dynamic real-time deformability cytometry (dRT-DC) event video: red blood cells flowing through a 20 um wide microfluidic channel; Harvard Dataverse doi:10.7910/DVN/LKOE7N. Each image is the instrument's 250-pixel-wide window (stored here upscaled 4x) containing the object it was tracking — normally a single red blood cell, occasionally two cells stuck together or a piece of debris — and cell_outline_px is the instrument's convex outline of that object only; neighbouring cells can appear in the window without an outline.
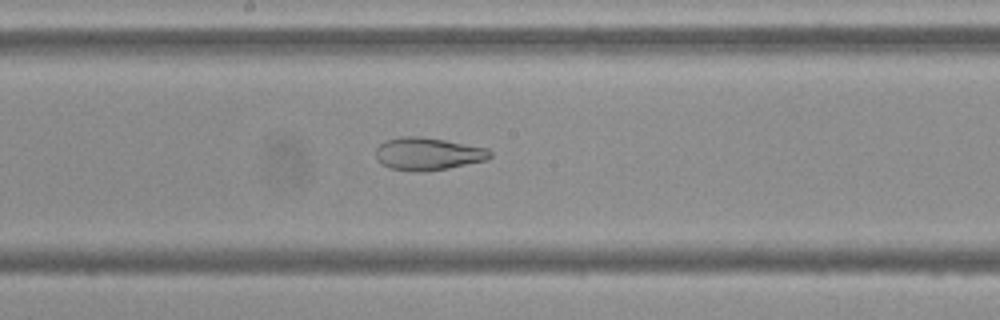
{"species": "Egyptian fruit bat (a non-hibernating species)", "species_latin": "Rousettus aegyptiacus", "temperature_condition": "cold", "stored_images_in_passage": 52, "camera_frame_rate_fps": 3000, "um_per_image_px": 0.085, "frame": {"image": 1, "passage_image": 26, "time_ms": 8.333, "image_size_px": [1000, 320], "cell_outline_px": [[492, 156], [488, 160], [448, 168], [424, 172], [420, 172], [388, 168], [380, 164], [376, 160], [376, 148], [384, 140], [400, 136], [416, 136], [444, 140], [488, 148], [492, 152]], "centroid_in_image_um": [36.35, 13.08], "position_along_channel_um": 211.8, "area_um2": 21.96}}
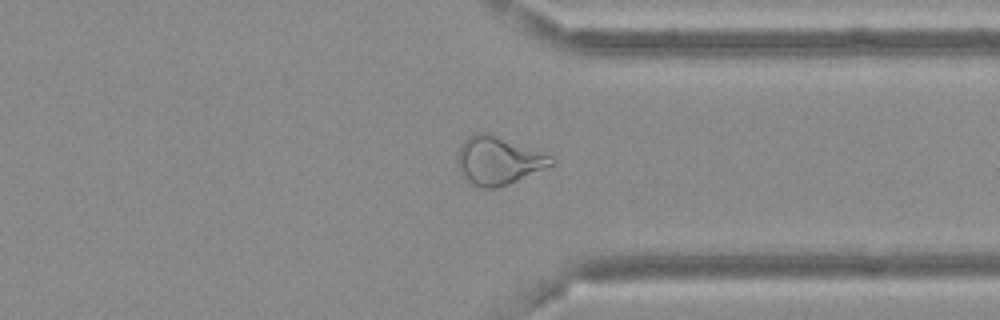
{"frame": {"image": 2, "passage_image": 39, "time_ms": 12.667, "image_size_px": [1000, 320], "cell_outline_px": [[556, 164], [508, 184], [496, 188], [484, 188], [472, 184], [464, 176], [456, 164], [456, 156], [464, 140], [468, 136], [480, 132], [488, 132], [552, 156], [556, 160]], "centroid_in_image_um": [42.36, 13.64], "position_along_channel_um": 369.0, "area_um2": 26.18}}
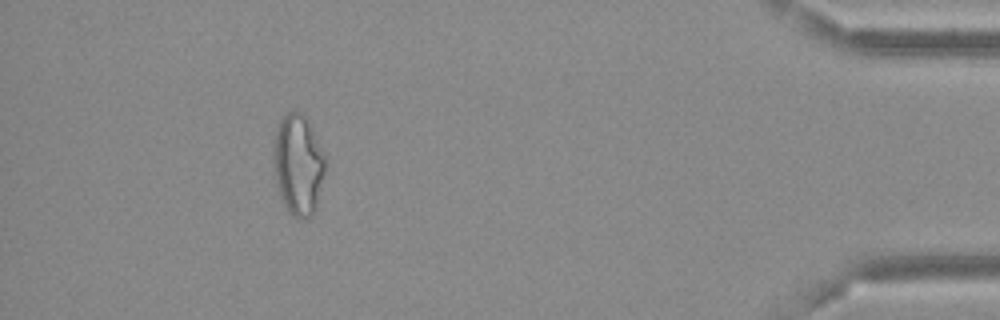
{"frame": {"image": 3, "passage_image": 47, "time_ms": 15.333, "image_size_px": [1000, 320], "cell_outline_px": [[328, 152], [324, 172], [316, 208], [304, 220], [300, 220], [292, 216], [288, 212], [276, 188], [272, 160], [272, 140], [276, 128], [280, 120], [288, 112], [304, 112]], "centroid_in_image_um": [25.35, 13.94], "position_along_channel_um": 409.9, "area_um2": 31.73}, "authors_computed_cell_mechanics": {"area_um2": 28.4376, "velocity_mm_per_s": 3.6518, "shape_relaxation_time_tau1_ms": null, "shape_relaxation_time_tau2_ms": 1.9367, "deformation_change_tau1": null, "deformation_change_tau2": 0.095}}